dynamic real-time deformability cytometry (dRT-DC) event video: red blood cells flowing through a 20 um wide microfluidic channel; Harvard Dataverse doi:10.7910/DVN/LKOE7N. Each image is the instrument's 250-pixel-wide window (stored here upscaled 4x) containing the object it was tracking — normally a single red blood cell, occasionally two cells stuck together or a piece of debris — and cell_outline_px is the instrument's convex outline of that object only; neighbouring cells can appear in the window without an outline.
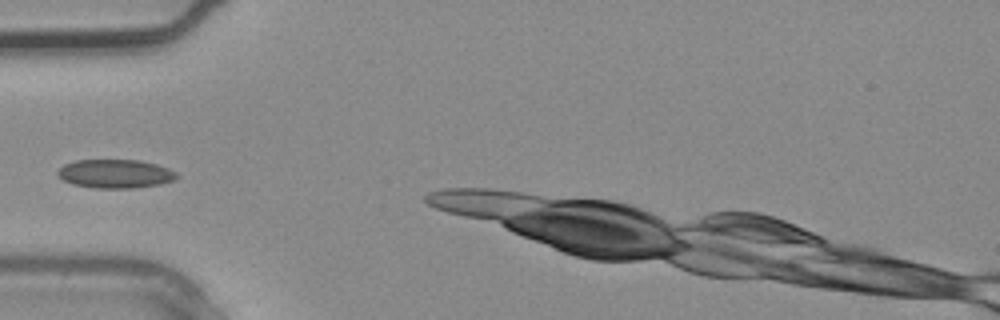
{"species": "common noctule bat (a hibernating species)", "species_latin": "Nyctalus noctula", "temperature_condition": "warm", "stored_images_in_passage": 2, "camera_frame_rate_fps": 3000, "um_per_image_px": 0.085, "animal": {"sex": "male", "body_mass_g": 20.4}, "frame": {"image": 1, "passage_image": 1, "time_ms": 0.0, "image_size_px": [1000, 320], "cell_outline_px": [[180, 176], [176, 180], [160, 184], [132, 188], [96, 188], [72, 184], [64, 180], [56, 172], [64, 164], [76, 160], [140, 160], [156, 164], [168, 168], [176, 172]], "centroid_in_image_um": [9.84, 14.77], "position_along_channel_um": 75.2, "area_um2": 19.94}}